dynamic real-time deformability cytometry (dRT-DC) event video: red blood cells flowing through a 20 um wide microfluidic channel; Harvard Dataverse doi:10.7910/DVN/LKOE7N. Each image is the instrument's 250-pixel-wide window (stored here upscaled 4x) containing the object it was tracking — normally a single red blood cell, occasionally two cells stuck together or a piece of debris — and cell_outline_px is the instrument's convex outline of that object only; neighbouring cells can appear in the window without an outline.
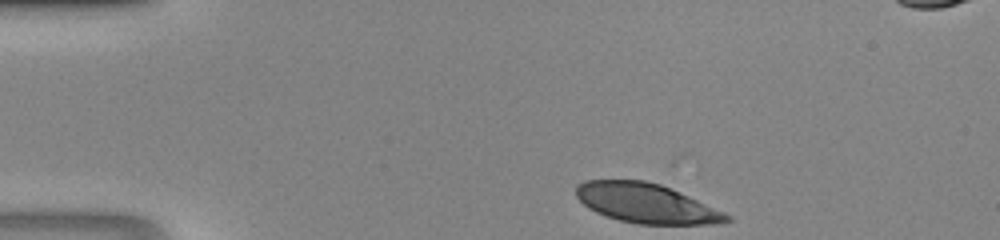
{"species": "human", "species_latin": "Homo sapiens", "temperature_condition": "room temperature", "stored_images_in_passage": 12, "camera_frame_rate_fps": 3000, "um_per_image_px": 0.085, "donor": {"sex": "male"}, "frame": {"image": 1, "passage_image": 1, "time_ms": 0.0, "image_size_px": [1000, 240], "cell_outline_px": [[732, 220], [720, 224], [640, 224], [620, 220], [596, 212], [588, 208], [576, 196], [576, 184], [584, 180], [644, 180], [660, 184], [688, 196], [724, 212], [732, 216]], "centroid_in_image_um": [54.92, 17.28], "position_along_channel_um": 30.1, "area_um2": 34.45}}